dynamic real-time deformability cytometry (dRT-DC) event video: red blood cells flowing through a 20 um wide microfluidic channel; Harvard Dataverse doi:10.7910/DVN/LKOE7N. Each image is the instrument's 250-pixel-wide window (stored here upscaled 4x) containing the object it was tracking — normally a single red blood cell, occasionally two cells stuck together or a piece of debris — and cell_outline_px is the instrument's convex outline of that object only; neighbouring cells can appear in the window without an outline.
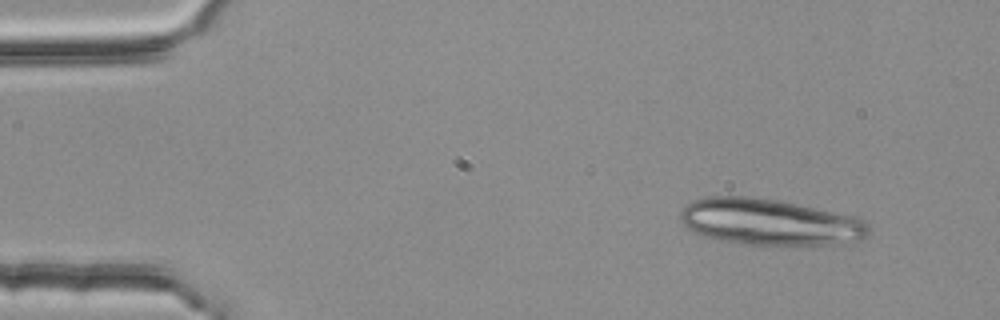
{"species": "common noctule bat (a hibernating species)", "species_latin": "Nyctalus noctula", "temperature_condition": "room temperature", "stored_images_in_passage": 3, "camera_frame_rate_fps": 3000, "um_per_image_px": 0.085, "animal": {"sex": "female", "body_mass_g": 25.1}, "frame": {"image": 1, "passage_image": 1, "time_ms": 0.0, "image_size_px": [1000, 320], "cell_outline_px": [[868, 236], [864, 240], [852, 244], [744, 244], [704, 236], [688, 228], [680, 220], [680, 212], [692, 200], [708, 196], [752, 196], [776, 200], [796, 204], [852, 216], [864, 220], [868, 224]], "centroid_in_image_um": [65.45, 18.87], "position_along_channel_um": 19.5, "area_um2": 50.52}}